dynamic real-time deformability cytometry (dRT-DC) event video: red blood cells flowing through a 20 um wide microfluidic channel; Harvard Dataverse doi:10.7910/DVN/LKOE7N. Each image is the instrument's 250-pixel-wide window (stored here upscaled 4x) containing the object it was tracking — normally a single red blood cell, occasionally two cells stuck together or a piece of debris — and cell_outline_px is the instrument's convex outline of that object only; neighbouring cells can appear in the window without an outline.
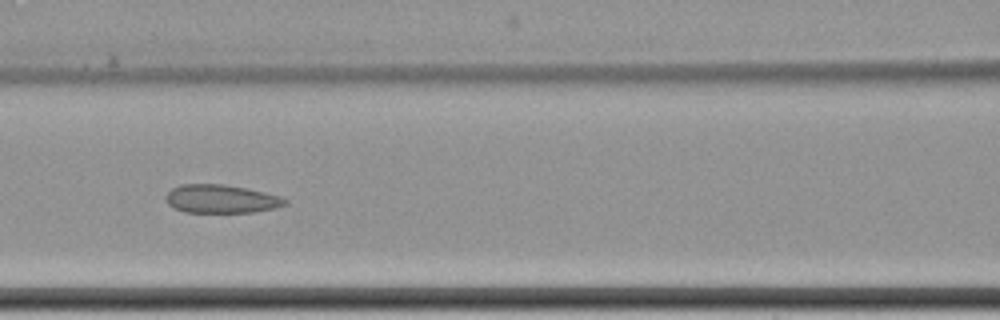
{"species": "common noctule bat (a hibernating species)", "species_latin": "Nyctalus noctula", "temperature_condition": "cold", "stored_images_in_passage": 9, "camera_frame_rate_fps": 3000, "um_per_image_px": 0.085, "animal": {"sex": "female", "body_mass_g": 22.7, "forearm_length_mm": 54.2}, "frame": {"image": 1, "passage_image": 9, "time_ms": 10.0, "image_size_px": [1000, 320], "cell_outline_px": [[288, 204], [256, 212], [184, 212], [168, 204], [164, 196], [172, 188], [180, 184], [224, 184], [264, 192], [280, 196], [288, 200]], "centroid_in_image_um": [18.78, 16.9], "position_along_channel_um": 147.8, "area_um2": 19.65}}